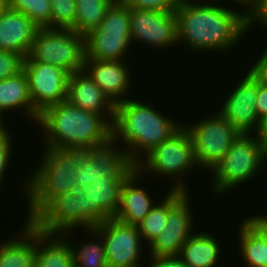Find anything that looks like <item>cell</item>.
Listing matches in <instances>:
<instances>
[{
    "mask_svg": "<svg viewBox=\"0 0 267 267\" xmlns=\"http://www.w3.org/2000/svg\"><path fill=\"white\" fill-rule=\"evenodd\" d=\"M181 0L176 10L177 39L192 51H229L248 30L243 12L218 6ZM201 4V5H200ZM183 40V41H182ZM190 47H189V46ZM232 47V48H231Z\"/></svg>",
    "mask_w": 267,
    "mask_h": 267,
    "instance_id": "6da1fadb",
    "label": "cell"
},
{
    "mask_svg": "<svg viewBox=\"0 0 267 267\" xmlns=\"http://www.w3.org/2000/svg\"><path fill=\"white\" fill-rule=\"evenodd\" d=\"M114 118L115 115H98L64 101L43 110L36 123L46 132L45 146L61 149L106 142L112 137Z\"/></svg>",
    "mask_w": 267,
    "mask_h": 267,
    "instance_id": "7a4b0ae2",
    "label": "cell"
},
{
    "mask_svg": "<svg viewBox=\"0 0 267 267\" xmlns=\"http://www.w3.org/2000/svg\"><path fill=\"white\" fill-rule=\"evenodd\" d=\"M116 104L115 118L112 124V137L120 139L127 147L131 161L137 165L156 146L162 144L174 134L182 124L165 117L149 104L124 98ZM143 152V154H139ZM141 155V156H140Z\"/></svg>",
    "mask_w": 267,
    "mask_h": 267,
    "instance_id": "3957f363",
    "label": "cell"
},
{
    "mask_svg": "<svg viewBox=\"0 0 267 267\" xmlns=\"http://www.w3.org/2000/svg\"><path fill=\"white\" fill-rule=\"evenodd\" d=\"M43 160L25 184L30 222L54 197L78 190L75 174L85 159V147H45Z\"/></svg>",
    "mask_w": 267,
    "mask_h": 267,
    "instance_id": "277c9868",
    "label": "cell"
},
{
    "mask_svg": "<svg viewBox=\"0 0 267 267\" xmlns=\"http://www.w3.org/2000/svg\"><path fill=\"white\" fill-rule=\"evenodd\" d=\"M267 159V148L252 134H240L223 158L211 170L215 192L221 195L257 176ZM264 162V163H263ZM224 192V193H223Z\"/></svg>",
    "mask_w": 267,
    "mask_h": 267,
    "instance_id": "5b68a950",
    "label": "cell"
},
{
    "mask_svg": "<svg viewBox=\"0 0 267 267\" xmlns=\"http://www.w3.org/2000/svg\"><path fill=\"white\" fill-rule=\"evenodd\" d=\"M85 36L72 29L38 28L30 52L24 61H36L61 67L69 74L84 70Z\"/></svg>",
    "mask_w": 267,
    "mask_h": 267,
    "instance_id": "8992f818",
    "label": "cell"
},
{
    "mask_svg": "<svg viewBox=\"0 0 267 267\" xmlns=\"http://www.w3.org/2000/svg\"><path fill=\"white\" fill-rule=\"evenodd\" d=\"M131 42L129 7L115 0L99 26L85 36L86 59L122 61Z\"/></svg>",
    "mask_w": 267,
    "mask_h": 267,
    "instance_id": "52a82bcc",
    "label": "cell"
},
{
    "mask_svg": "<svg viewBox=\"0 0 267 267\" xmlns=\"http://www.w3.org/2000/svg\"><path fill=\"white\" fill-rule=\"evenodd\" d=\"M196 165L191 135L185 126H181L162 144L148 153L144 161L142 158L136 168L142 174L144 171L147 173L152 171L161 176L172 175L170 178L175 177L176 182L175 185H172L174 187H171V190L188 192L187 186L180 178L184 177L188 170L192 172V168Z\"/></svg>",
    "mask_w": 267,
    "mask_h": 267,
    "instance_id": "ba28073f",
    "label": "cell"
},
{
    "mask_svg": "<svg viewBox=\"0 0 267 267\" xmlns=\"http://www.w3.org/2000/svg\"><path fill=\"white\" fill-rule=\"evenodd\" d=\"M111 137L106 142L85 147V159L75 174L78 190L90 186L95 181L128 177L136 165L131 161L126 149H118Z\"/></svg>",
    "mask_w": 267,
    "mask_h": 267,
    "instance_id": "9c48e42d",
    "label": "cell"
},
{
    "mask_svg": "<svg viewBox=\"0 0 267 267\" xmlns=\"http://www.w3.org/2000/svg\"><path fill=\"white\" fill-rule=\"evenodd\" d=\"M208 117L184 126L193 141L196 164L211 171L240 133L219 113Z\"/></svg>",
    "mask_w": 267,
    "mask_h": 267,
    "instance_id": "30bf717a",
    "label": "cell"
},
{
    "mask_svg": "<svg viewBox=\"0 0 267 267\" xmlns=\"http://www.w3.org/2000/svg\"><path fill=\"white\" fill-rule=\"evenodd\" d=\"M187 194L189 195L187 191L176 190L168 193L166 225L149 245L151 256H179L182 246L195 232L192 229L194 220L189 205L191 197Z\"/></svg>",
    "mask_w": 267,
    "mask_h": 267,
    "instance_id": "8fae6325",
    "label": "cell"
},
{
    "mask_svg": "<svg viewBox=\"0 0 267 267\" xmlns=\"http://www.w3.org/2000/svg\"><path fill=\"white\" fill-rule=\"evenodd\" d=\"M23 70L29 81V92L35 111L67 101L69 73L61 67L36 61H24Z\"/></svg>",
    "mask_w": 267,
    "mask_h": 267,
    "instance_id": "7c38bea8",
    "label": "cell"
},
{
    "mask_svg": "<svg viewBox=\"0 0 267 267\" xmlns=\"http://www.w3.org/2000/svg\"><path fill=\"white\" fill-rule=\"evenodd\" d=\"M94 228L102 236L108 267H141L142 237L137 226L109 218Z\"/></svg>",
    "mask_w": 267,
    "mask_h": 267,
    "instance_id": "4fadbf2b",
    "label": "cell"
},
{
    "mask_svg": "<svg viewBox=\"0 0 267 267\" xmlns=\"http://www.w3.org/2000/svg\"><path fill=\"white\" fill-rule=\"evenodd\" d=\"M129 19L132 41L162 49L178 42L176 12L129 8Z\"/></svg>",
    "mask_w": 267,
    "mask_h": 267,
    "instance_id": "5bb4252c",
    "label": "cell"
},
{
    "mask_svg": "<svg viewBox=\"0 0 267 267\" xmlns=\"http://www.w3.org/2000/svg\"><path fill=\"white\" fill-rule=\"evenodd\" d=\"M238 86L228 94L218 113L227 120L240 134L255 133L260 119L257 115L258 81L248 71Z\"/></svg>",
    "mask_w": 267,
    "mask_h": 267,
    "instance_id": "9a60e30c",
    "label": "cell"
},
{
    "mask_svg": "<svg viewBox=\"0 0 267 267\" xmlns=\"http://www.w3.org/2000/svg\"><path fill=\"white\" fill-rule=\"evenodd\" d=\"M30 223L44 233L67 236L68 232L81 226L80 191L54 197Z\"/></svg>",
    "mask_w": 267,
    "mask_h": 267,
    "instance_id": "2e32d148",
    "label": "cell"
},
{
    "mask_svg": "<svg viewBox=\"0 0 267 267\" xmlns=\"http://www.w3.org/2000/svg\"><path fill=\"white\" fill-rule=\"evenodd\" d=\"M67 101L98 115H115L116 104L93 81L85 70L69 75Z\"/></svg>",
    "mask_w": 267,
    "mask_h": 267,
    "instance_id": "e0dca14e",
    "label": "cell"
},
{
    "mask_svg": "<svg viewBox=\"0 0 267 267\" xmlns=\"http://www.w3.org/2000/svg\"><path fill=\"white\" fill-rule=\"evenodd\" d=\"M38 28L24 13L7 6L0 15V50L15 52L25 59Z\"/></svg>",
    "mask_w": 267,
    "mask_h": 267,
    "instance_id": "ac0fdd59",
    "label": "cell"
},
{
    "mask_svg": "<svg viewBox=\"0 0 267 267\" xmlns=\"http://www.w3.org/2000/svg\"><path fill=\"white\" fill-rule=\"evenodd\" d=\"M124 62L85 59L84 70L115 104L124 101L131 89V75Z\"/></svg>",
    "mask_w": 267,
    "mask_h": 267,
    "instance_id": "d6986e66",
    "label": "cell"
},
{
    "mask_svg": "<svg viewBox=\"0 0 267 267\" xmlns=\"http://www.w3.org/2000/svg\"><path fill=\"white\" fill-rule=\"evenodd\" d=\"M127 177L99 180L85 189L90 199V229L114 218L119 207L120 191Z\"/></svg>",
    "mask_w": 267,
    "mask_h": 267,
    "instance_id": "ffe728a7",
    "label": "cell"
},
{
    "mask_svg": "<svg viewBox=\"0 0 267 267\" xmlns=\"http://www.w3.org/2000/svg\"><path fill=\"white\" fill-rule=\"evenodd\" d=\"M142 173L137 168L124 181L120 191V201L115 219L129 225L137 226L154 207L148 192L138 187Z\"/></svg>",
    "mask_w": 267,
    "mask_h": 267,
    "instance_id": "44dd1931",
    "label": "cell"
},
{
    "mask_svg": "<svg viewBox=\"0 0 267 267\" xmlns=\"http://www.w3.org/2000/svg\"><path fill=\"white\" fill-rule=\"evenodd\" d=\"M240 225L238 234L243 261L248 267H267V215L245 219Z\"/></svg>",
    "mask_w": 267,
    "mask_h": 267,
    "instance_id": "7402d4cb",
    "label": "cell"
},
{
    "mask_svg": "<svg viewBox=\"0 0 267 267\" xmlns=\"http://www.w3.org/2000/svg\"><path fill=\"white\" fill-rule=\"evenodd\" d=\"M19 238L0 243V267H35L36 228L24 222Z\"/></svg>",
    "mask_w": 267,
    "mask_h": 267,
    "instance_id": "603a6c76",
    "label": "cell"
},
{
    "mask_svg": "<svg viewBox=\"0 0 267 267\" xmlns=\"http://www.w3.org/2000/svg\"><path fill=\"white\" fill-rule=\"evenodd\" d=\"M25 108L28 118L37 122L39 114L35 111L29 92V81L24 70L15 76L0 80V120L3 112ZM27 111V112H26Z\"/></svg>",
    "mask_w": 267,
    "mask_h": 267,
    "instance_id": "cb8c5ba5",
    "label": "cell"
},
{
    "mask_svg": "<svg viewBox=\"0 0 267 267\" xmlns=\"http://www.w3.org/2000/svg\"><path fill=\"white\" fill-rule=\"evenodd\" d=\"M35 267H74L73 252L69 240L66 241L63 235L61 238V234L56 236L36 229Z\"/></svg>",
    "mask_w": 267,
    "mask_h": 267,
    "instance_id": "d4e9b609",
    "label": "cell"
},
{
    "mask_svg": "<svg viewBox=\"0 0 267 267\" xmlns=\"http://www.w3.org/2000/svg\"><path fill=\"white\" fill-rule=\"evenodd\" d=\"M217 242L210 233H193L182 246L178 257L185 267H216L221 253Z\"/></svg>",
    "mask_w": 267,
    "mask_h": 267,
    "instance_id": "484cf974",
    "label": "cell"
},
{
    "mask_svg": "<svg viewBox=\"0 0 267 267\" xmlns=\"http://www.w3.org/2000/svg\"><path fill=\"white\" fill-rule=\"evenodd\" d=\"M115 0H76V20L72 28L77 34L87 36L104 19Z\"/></svg>",
    "mask_w": 267,
    "mask_h": 267,
    "instance_id": "4316f807",
    "label": "cell"
},
{
    "mask_svg": "<svg viewBox=\"0 0 267 267\" xmlns=\"http://www.w3.org/2000/svg\"><path fill=\"white\" fill-rule=\"evenodd\" d=\"M86 231L92 234V237L94 236L96 240L97 237H100L101 239L98 238L100 241L96 242L95 240V242L91 241L86 244L82 242L80 244V250L78 249L77 251L76 248H74L75 245H72L74 243L71 241L70 244L73 252L74 267H108L102 236L95 228Z\"/></svg>",
    "mask_w": 267,
    "mask_h": 267,
    "instance_id": "83f0119b",
    "label": "cell"
},
{
    "mask_svg": "<svg viewBox=\"0 0 267 267\" xmlns=\"http://www.w3.org/2000/svg\"><path fill=\"white\" fill-rule=\"evenodd\" d=\"M7 4L11 10L24 13L39 28H51L50 0H7Z\"/></svg>",
    "mask_w": 267,
    "mask_h": 267,
    "instance_id": "f1b7e54d",
    "label": "cell"
},
{
    "mask_svg": "<svg viewBox=\"0 0 267 267\" xmlns=\"http://www.w3.org/2000/svg\"><path fill=\"white\" fill-rule=\"evenodd\" d=\"M161 203L155 204L143 220L137 225L142 239L149 245L164 230L168 215V195Z\"/></svg>",
    "mask_w": 267,
    "mask_h": 267,
    "instance_id": "f546056e",
    "label": "cell"
},
{
    "mask_svg": "<svg viewBox=\"0 0 267 267\" xmlns=\"http://www.w3.org/2000/svg\"><path fill=\"white\" fill-rule=\"evenodd\" d=\"M51 28L72 29L76 20V0H50Z\"/></svg>",
    "mask_w": 267,
    "mask_h": 267,
    "instance_id": "4dcf8cb0",
    "label": "cell"
},
{
    "mask_svg": "<svg viewBox=\"0 0 267 267\" xmlns=\"http://www.w3.org/2000/svg\"><path fill=\"white\" fill-rule=\"evenodd\" d=\"M24 58L11 51L0 50V80L17 75L23 70Z\"/></svg>",
    "mask_w": 267,
    "mask_h": 267,
    "instance_id": "1f68e13d",
    "label": "cell"
},
{
    "mask_svg": "<svg viewBox=\"0 0 267 267\" xmlns=\"http://www.w3.org/2000/svg\"><path fill=\"white\" fill-rule=\"evenodd\" d=\"M127 7L160 12H176L181 0H121Z\"/></svg>",
    "mask_w": 267,
    "mask_h": 267,
    "instance_id": "d6a6232c",
    "label": "cell"
},
{
    "mask_svg": "<svg viewBox=\"0 0 267 267\" xmlns=\"http://www.w3.org/2000/svg\"><path fill=\"white\" fill-rule=\"evenodd\" d=\"M8 132L9 131L5 126L0 130V184L2 182L1 180H3L2 178L4 177V172L7 170L6 168L8 166L10 156L12 155L11 153H13L11 150L12 140L10 133Z\"/></svg>",
    "mask_w": 267,
    "mask_h": 267,
    "instance_id": "836d02e7",
    "label": "cell"
},
{
    "mask_svg": "<svg viewBox=\"0 0 267 267\" xmlns=\"http://www.w3.org/2000/svg\"><path fill=\"white\" fill-rule=\"evenodd\" d=\"M261 54L255 65L251 67L250 74L258 81V83L267 86V48Z\"/></svg>",
    "mask_w": 267,
    "mask_h": 267,
    "instance_id": "e575fe53",
    "label": "cell"
},
{
    "mask_svg": "<svg viewBox=\"0 0 267 267\" xmlns=\"http://www.w3.org/2000/svg\"><path fill=\"white\" fill-rule=\"evenodd\" d=\"M258 21L259 26L263 25L267 28V0H260L258 6L247 17L248 29Z\"/></svg>",
    "mask_w": 267,
    "mask_h": 267,
    "instance_id": "d590c367",
    "label": "cell"
},
{
    "mask_svg": "<svg viewBox=\"0 0 267 267\" xmlns=\"http://www.w3.org/2000/svg\"><path fill=\"white\" fill-rule=\"evenodd\" d=\"M81 228L90 229V199L85 189H80Z\"/></svg>",
    "mask_w": 267,
    "mask_h": 267,
    "instance_id": "8d00e7d4",
    "label": "cell"
},
{
    "mask_svg": "<svg viewBox=\"0 0 267 267\" xmlns=\"http://www.w3.org/2000/svg\"><path fill=\"white\" fill-rule=\"evenodd\" d=\"M151 259L149 267H185L178 256H151Z\"/></svg>",
    "mask_w": 267,
    "mask_h": 267,
    "instance_id": "74e56055",
    "label": "cell"
},
{
    "mask_svg": "<svg viewBox=\"0 0 267 267\" xmlns=\"http://www.w3.org/2000/svg\"><path fill=\"white\" fill-rule=\"evenodd\" d=\"M257 115L259 119L267 115V86L258 83Z\"/></svg>",
    "mask_w": 267,
    "mask_h": 267,
    "instance_id": "f35d334b",
    "label": "cell"
},
{
    "mask_svg": "<svg viewBox=\"0 0 267 267\" xmlns=\"http://www.w3.org/2000/svg\"><path fill=\"white\" fill-rule=\"evenodd\" d=\"M255 137L267 148V115L260 119L259 127Z\"/></svg>",
    "mask_w": 267,
    "mask_h": 267,
    "instance_id": "ab89813d",
    "label": "cell"
},
{
    "mask_svg": "<svg viewBox=\"0 0 267 267\" xmlns=\"http://www.w3.org/2000/svg\"><path fill=\"white\" fill-rule=\"evenodd\" d=\"M235 1V3L237 2L238 4H240V5H245L244 7H246L245 8V12H244V14L248 17L253 11H254V9L258 6V4H259V2H260V0H234Z\"/></svg>",
    "mask_w": 267,
    "mask_h": 267,
    "instance_id": "60d3db41",
    "label": "cell"
},
{
    "mask_svg": "<svg viewBox=\"0 0 267 267\" xmlns=\"http://www.w3.org/2000/svg\"><path fill=\"white\" fill-rule=\"evenodd\" d=\"M8 6L7 0H0V15Z\"/></svg>",
    "mask_w": 267,
    "mask_h": 267,
    "instance_id": "b9f144b4",
    "label": "cell"
},
{
    "mask_svg": "<svg viewBox=\"0 0 267 267\" xmlns=\"http://www.w3.org/2000/svg\"><path fill=\"white\" fill-rule=\"evenodd\" d=\"M4 127V123L0 120V130Z\"/></svg>",
    "mask_w": 267,
    "mask_h": 267,
    "instance_id": "7bdbcfd3",
    "label": "cell"
}]
</instances>
